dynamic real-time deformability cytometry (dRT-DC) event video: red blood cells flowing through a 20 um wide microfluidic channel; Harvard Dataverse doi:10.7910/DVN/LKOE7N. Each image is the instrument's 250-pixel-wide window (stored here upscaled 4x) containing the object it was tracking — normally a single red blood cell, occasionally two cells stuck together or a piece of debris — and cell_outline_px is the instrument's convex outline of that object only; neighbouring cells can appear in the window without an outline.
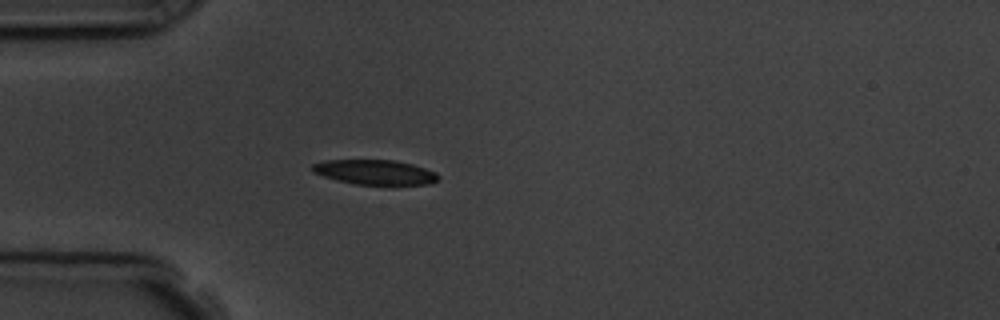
{"species": "common noctule bat (a hibernating species)", "species_latin": "Nyctalus noctula", "temperature_condition": "room temperature", "stored_images_in_passage": 1, "camera_frame_rate_fps": 3000, "um_per_image_px": 0.085, "animal": {"sex": "male", "body_mass_g": 19.5, "forearm_length_mm": 54.6}, "frame": {"image": 1, "passage_image": 1, "time_ms": 0.0, "image_size_px": [1000, 320], "cell_outline_px": [[440, 176], [432, 184], [392, 188], [384, 188], [356, 184], [336, 180], [312, 172], [308, 168], [312, 164], [324, 160], [396, 160], [412, 164], [436, 172]], "centroid_in_image_um": [31.92, 14.69], "position_along_channel_um": 53.1, "area_um2": 19.42}}